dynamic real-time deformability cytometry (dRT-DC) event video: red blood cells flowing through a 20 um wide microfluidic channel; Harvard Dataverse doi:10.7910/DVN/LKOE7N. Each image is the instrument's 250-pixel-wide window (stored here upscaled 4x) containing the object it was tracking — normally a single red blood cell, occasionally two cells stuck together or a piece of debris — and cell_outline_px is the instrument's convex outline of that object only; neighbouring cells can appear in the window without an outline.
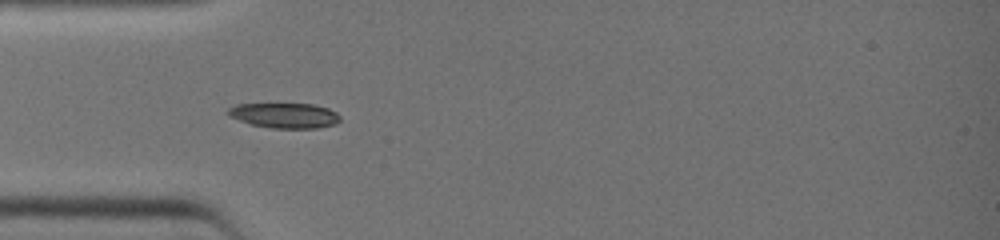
{"species": "common noctule bat (a hibernating species)", "species_latin": "Nyctalus noctula", "temperature_condition": "warm", "stored_images_in_passage": 3, "camera_frame_rate_fps": 3000, "um_per_image_px": 0.085, "animal": {"sex": "female", "body_mass_g": 19.0, "forearm_length_mm": 51.5}, "frame": {"image": 1, "passage_image": 1, "time_ms": 0.0, "image_size_px": [1000, 240], "cell_outline_px": [[340, 120], [336, 124], [316, 128], [272, 128], [252, 124], [228, 116], [228, 108], [236, 104], [312, 104], [328, 108], [336, 112], [340, 116]], "centroid_in_image_um": [24.21, 9.81], "position_along_channel_um": 60.8, "area_um2": 16.3}}